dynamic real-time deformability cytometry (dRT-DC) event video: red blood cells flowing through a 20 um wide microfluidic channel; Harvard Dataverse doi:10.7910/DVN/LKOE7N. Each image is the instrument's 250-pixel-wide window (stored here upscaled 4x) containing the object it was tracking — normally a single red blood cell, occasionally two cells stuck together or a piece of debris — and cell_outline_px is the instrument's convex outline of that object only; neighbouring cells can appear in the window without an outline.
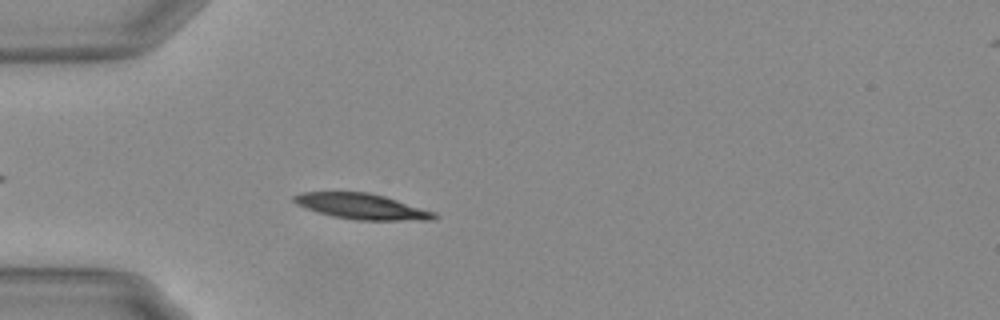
{"species": "Egyptian fruit bat (a non-hibernating species)", "species_latin": "Rousettus aegyptiacus", "temperature_condition": "warm", "stored_images_in_passage": 47, "camera_frame_rate_fps": 3000, "um_per_image_px": 0.085, "animal": {"sex": "female"}, "frame": {"image": 1, "passage_image": 8, "time_ms": 2.333, "image_size_px": [1000, 320], "cell_outline_px": [[436, 216], [432, 220], [356, 220], [332, 216], [296, 204], [292, 200], [292, 196], [300, 192], [368, 192], [384, 196], [436, 212]], "centroid_in_image_um": [30.74, 17.54], "position_along_channel_um": 54.3, "area_um2": 20.75}}
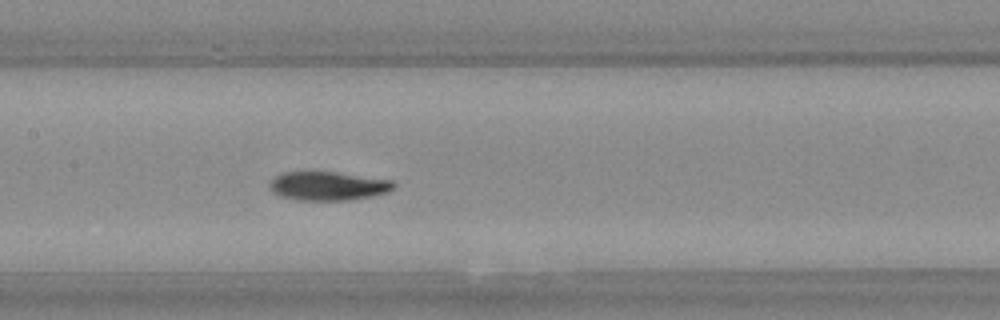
{"frame": {"image": 2, "passage_image": 19, "time_ms": 6.0, "image_size_px": [1000, 320], "cell_outline_px": [[396, 184], [388, 192], [372, 196], [352, 200], [296, 200], [280, 196], [272, 192], [268, 184], [276, 176], [284, 172], [336, 172], [392, 180]], "centroid_in_image_um": [27.88, 15.81], "position_along_channel_um": 179.5, "area_um2": 20.81}}
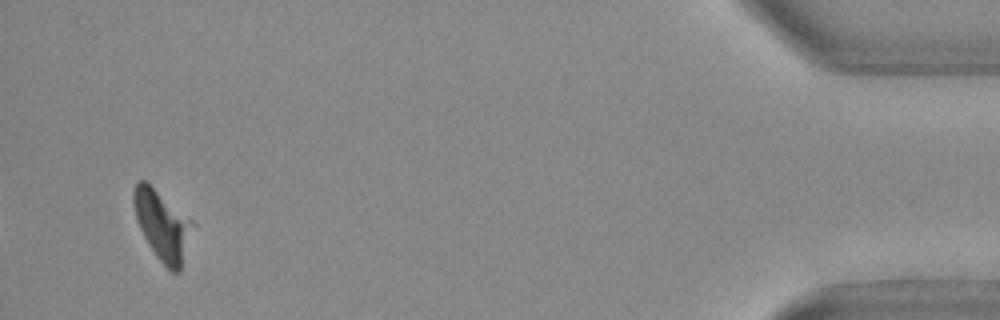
{"frame": {"image": 3, "passage_image": 45, "time_ms": 14.667, "image_size_px": [1000, 320], "cell_outline_px": [[180, 272], [172, 272], [156, 256], [144, 236], [136, 220], [132, 200], [132, 192], [136, 180], [144, 180], [156, 192], [180, 224]], "centroid_in_image_um": [13.39, 19.12], "position_along_channel_um": 421.8, "area_um2": 18.84}, "authors_computed_cell_mechanics": {"area_um2": 21.0392, "velocity_mm_per_s": 3.6684, "shape_relaxation_time_tau1_ms": 8.8936, "shape_relaxation_time_tau2_ms": 5.897, "deformation_change_tau1": 0.2164, "deformation_change_tau2": 0.1133}}